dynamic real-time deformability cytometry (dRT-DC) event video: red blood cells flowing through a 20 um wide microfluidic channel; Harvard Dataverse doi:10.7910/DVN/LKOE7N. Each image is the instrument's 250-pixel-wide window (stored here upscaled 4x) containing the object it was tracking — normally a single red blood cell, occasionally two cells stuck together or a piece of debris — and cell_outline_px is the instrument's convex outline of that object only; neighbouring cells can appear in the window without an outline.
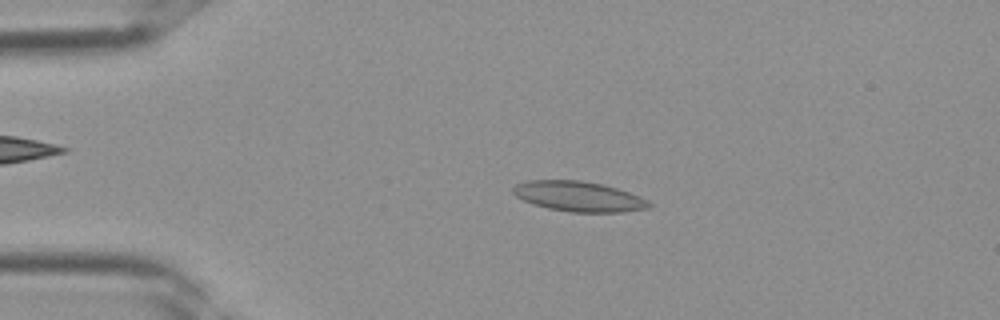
{"species": "Egyptian fruit bat (a non-hibernating species)", "species_latin": "Rousettus aegyptiacus", "temperature_condition": "room temperature", "stored_images_in_passage": 36, "camera_frame_rate_fps": 3000, "um_per_image_px": 0.085, "frame": {"image": 1, "passage_image": 7, "time_ms": 2.0, "image_size_px": [1000, 320], "cell_outline_px": [[652, 204], [648, 208], [620, 212], [572, 212], [548, 208], [524, 200], [516, 196], [512, 192], [512, 188], [516, 184], [528, 180], [580, 180], [600, 184], [616, 188], [640, 196], [648, 200]], "centroid_in_image_um": [49.19, 16.69], "position_along_channel_um": 35.8, "area_um2": 23.64}}
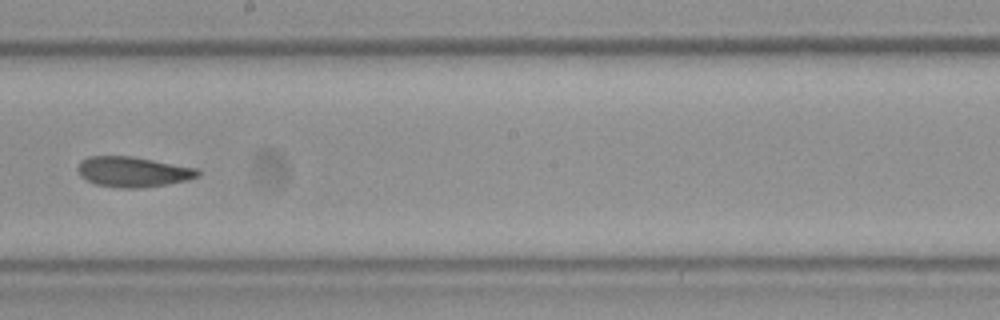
{"frame": {"image": 2, "passage_image": 20, "time_ms": 6.333, "image_size_px": [1000, 320], "cell_outline_px": [[200, 176], [188, 180], [168, 184], [140, 188], [120, 188], [96, 184], [80, 176], [76, 168], [80, 160], [88, 156], [132, 156], [200, 168]], "centroid_in_image_um": [11.33, 14.6], "position_along_channel_um": 236.9, "area_um2": 21.5}}
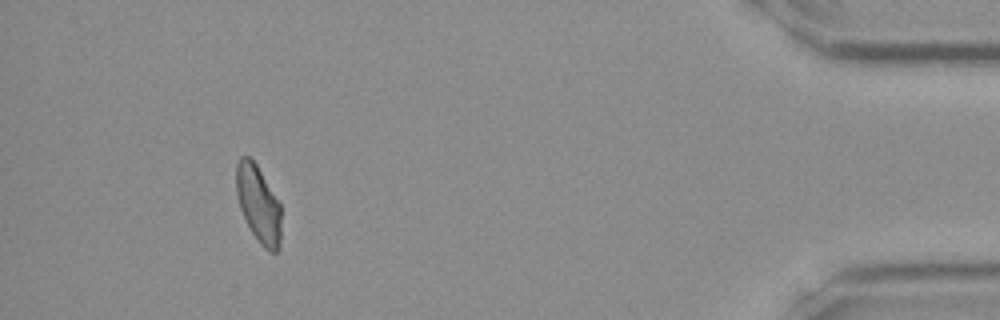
{"frame": {"image": 3, "passage_image": 33, "time_ms": 10.667, "image_size_px": [1000, 320], "cell_outline_px": [[280, 248], [276, 252], [268, 252], [256, 240], [240, 208], [236, 192], [236, 164], [240, 156], [248, 156], [256, 164], [280, 204]], "centroid_in_image_um": [21.96, 17.36], "position_along_channel_um": 413.2, "area_um2": 20.0}}